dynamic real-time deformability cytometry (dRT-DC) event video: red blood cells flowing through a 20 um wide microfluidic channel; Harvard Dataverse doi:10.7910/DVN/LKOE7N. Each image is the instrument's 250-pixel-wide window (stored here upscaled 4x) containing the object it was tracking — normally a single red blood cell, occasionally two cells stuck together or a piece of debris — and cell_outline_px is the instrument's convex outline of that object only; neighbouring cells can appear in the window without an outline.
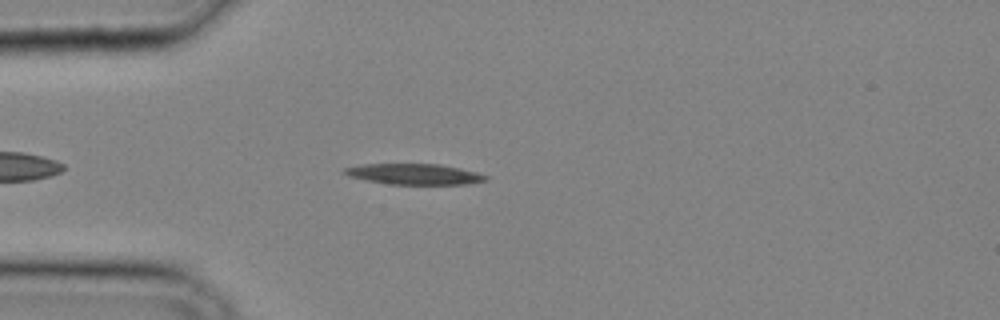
{"species": "common noctule bat (a hibernating species)", "species_latin": "Nyctalus noctula", "temperature_condition": "cold", "stored_images_in_passage": 29, "camera_frame_rate_fps": 3000, "um_per_image_px": 0.085, "animal": {"sex": "male", "body_mass_g": 20.4}, "frame": {"image": 1, "passage_image": 4, "time_ms": 1.0, "image_size_px": [1000, 320], "cell_outline_px": [[488, 180], [468, 184], [388, 184], [348, 176], [340, 172], [344, 168], [364, 164], [440, 164], [460, 168], [476, 172], [488, 176]], "centroid_in_image_um": [35.21, 14.8], "position_along_channel_um": 49.8, "area_um2": 17.05}}
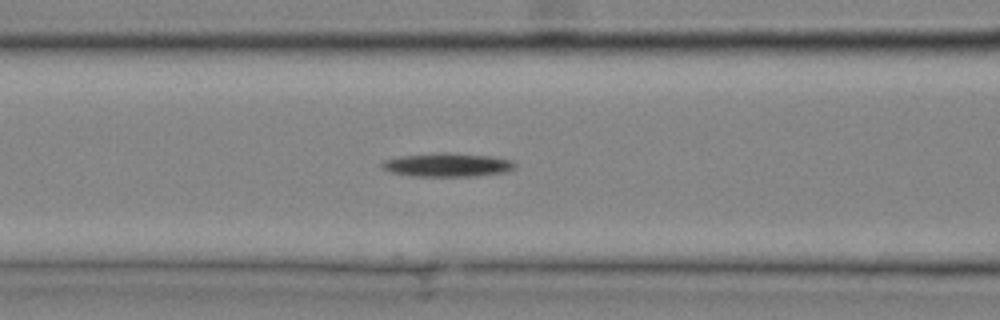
{"frame": {"image": 2, "passage_image": 9, "time_ms": 2.667, "image_size_px": [1000, 320], "cell_outline_px": [[516, 168], [508, 172], [476, 176], [412, 176], [392, 172], [384, 168], [380, 164], [384, 160], [400, 156], [436, 152], [448, 152], [492, 156], [512, 160], [516, 164]], "centroid_in_image_um": [38.08, 14.0], "position_along_channel_um": 128.5, "area_um2": 18.55}}
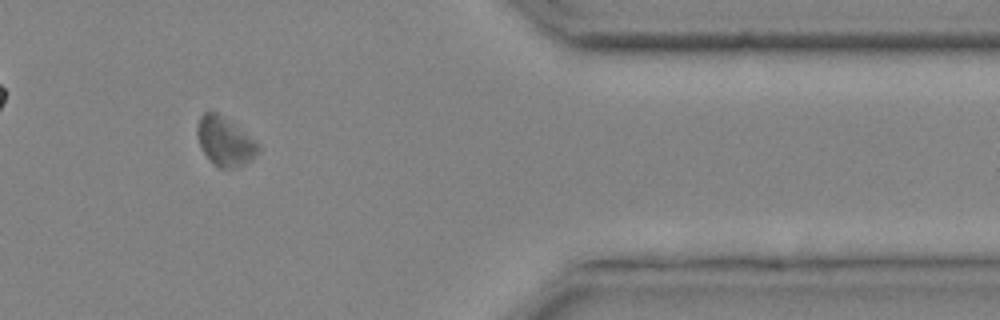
{"frame": {"image": 3, "passage_image": 25, "time_ms": 8.0, "image_size_px": [1000, 320], "cell_outline_px": [[260, 152], [248, 160], [232, 168], [216, 168], [212, 164], [204, 152], [196, 136], [196, 128], [200, 116], [204, 112], [212, 108], [260, 144]], "centroid_in_image_um": [19.07, 11.99], "position_along_channel_um": 392.3, "area_um2": 17.28}}